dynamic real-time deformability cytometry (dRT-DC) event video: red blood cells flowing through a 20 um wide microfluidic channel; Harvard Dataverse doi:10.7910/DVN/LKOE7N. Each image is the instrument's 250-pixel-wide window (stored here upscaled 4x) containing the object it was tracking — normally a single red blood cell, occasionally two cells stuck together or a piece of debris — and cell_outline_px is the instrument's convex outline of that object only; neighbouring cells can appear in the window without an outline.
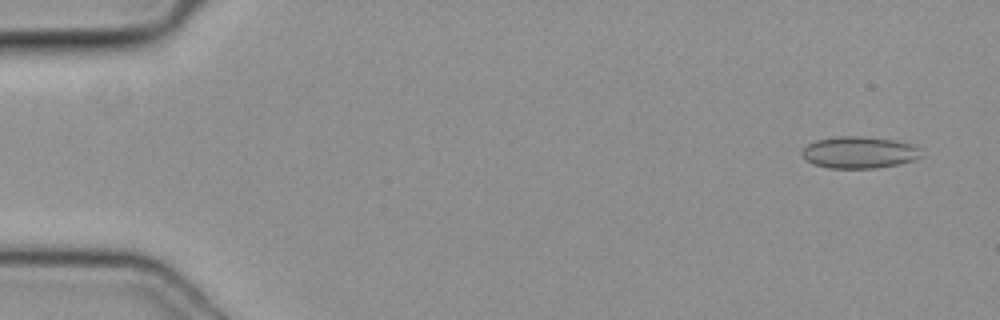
{"species": "common noctule bat (a hibernating species)", "species_latin": "Nyctalus noctula", "temperature_condition": "cold", "stored_images_in_passage": 15, "camera_frame_rate_fps": 3000, "um_per_image_px": 0.085, "animal": {"sex": "female", "body_mass_g": 19.3, "forearm_length_mm": 54.1}, "frame": {"image": 1, "passage_image": 3, "time_ms": 0.667, "image_size_px": [1000, 320], "cell_outline_px": [[920, 156], [912, 160], [896, 164], [876, 168], [828, 168], [812, 164], [800, 152], [808, 144], [816, 140], [840, 136], [864, 136], [896, 140], [912, 144], [916, 148]], "centroid_in_image_um": [72.98, 12.95], "position_along_channel_um": 12.0, "area_um2": 21.79}}